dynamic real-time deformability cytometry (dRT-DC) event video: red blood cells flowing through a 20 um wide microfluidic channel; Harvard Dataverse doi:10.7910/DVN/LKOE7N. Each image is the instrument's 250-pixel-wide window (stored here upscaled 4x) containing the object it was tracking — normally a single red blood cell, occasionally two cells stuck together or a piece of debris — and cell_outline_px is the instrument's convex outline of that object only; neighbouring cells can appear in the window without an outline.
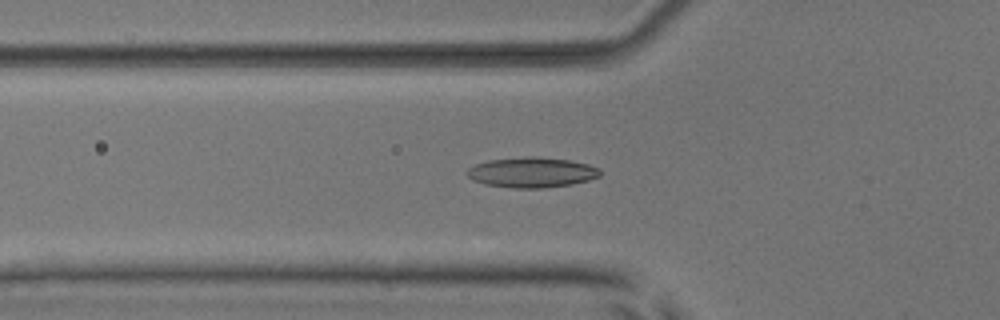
{"species": "common noctule bat (a hibernating species)", "species_latin": "Nyctalus noctula", "temperature_condition": "room temperature", "stored_images_in_passage": 53, "camera_frame_rate_fps": 3000, "um_per_image_px": 0.085, "animal": {"sex": "male", "body_mass_g": 17.9, "forearm_length_mm": 54.2}, "frame": {"image": 1, "passage_image": 19, "time_ms": 6.0, "image_size_px": [1000, 320], "cell_outline_px": [[600, 176], [588, 180], [572, 184], [544, 188], [512, 188], [484, 184], [472, 180], [464, 172], [468, 168], [476, 164], [488, 160], [524, 156], [536, 156], [568, 160], [588, 164], [600, 168]], "centroid_in_image_um": [45.17, 14.65], "position_along_channel_um": 80.6, "area_um2": 23.64}}
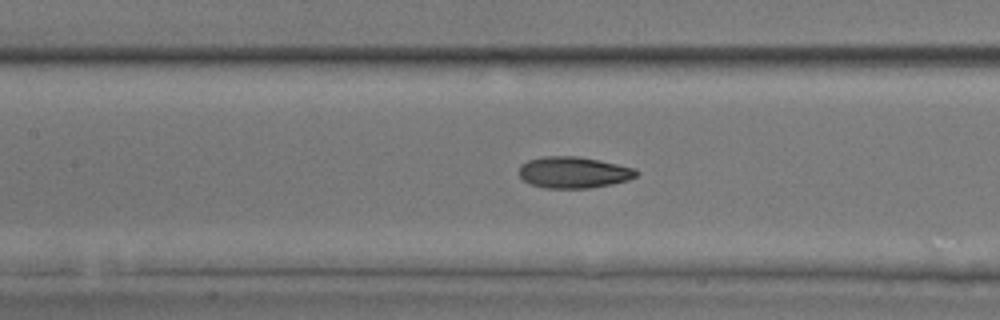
{"frame": {"image": 2, "passage_image": 25, "time_ms": 8.0, "image_size_px": [1000, 320], "cell_outline_px": [[640, 172], [636, 176], [628, 180], [612, 184], [588, 188], [544, 188], [532, 184], [524, 180], [520, 176], [520, 164], [528, 160], [544, 156], [576, 156], [636, 168]], "centroid_in_image_um": [48.76, 14.65], "position_along_channel_um": 158.6, "area_um2": 21.33}}
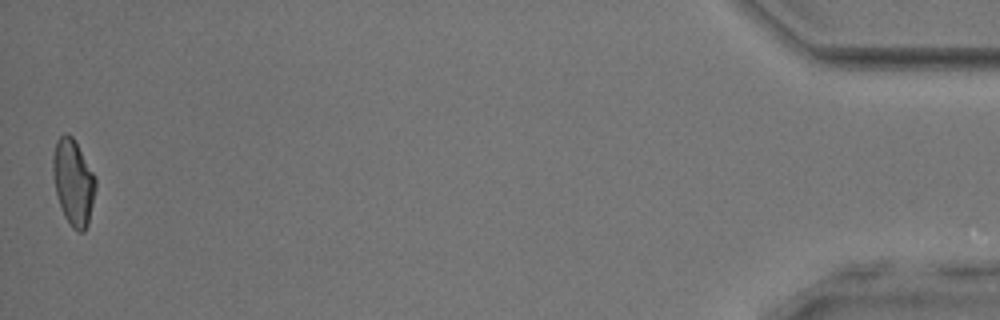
{"frame": {"image": 3, "passage_image": 53, "time_ms": 17.333, "image_size_px": [1000, 320], "cell_outline_px": [[96, 188], [88, 224], [84, 232], [76, 232], [72, 228], [64, 216], [56, 192], [52, 172], [52, 156], [56, 140], [64, 132], [68, 132], [72, 136], [96, 176]], "centroid_in_image_um": [6.23, 15.47], "position_along_channel_um": 429.0, "area_um2": 21.56}, "authors_computed_cell_mechanics": {"area_um2": 21.3282, "velocity_mm_per_s": 3.8767, "shape_relaxation_time_tau1_ms": null, "shape_relaxation_time_tau2_ms": 1.7789, "deformation_change_tau1": null, "deformation_change_tau2": 0.0794}}